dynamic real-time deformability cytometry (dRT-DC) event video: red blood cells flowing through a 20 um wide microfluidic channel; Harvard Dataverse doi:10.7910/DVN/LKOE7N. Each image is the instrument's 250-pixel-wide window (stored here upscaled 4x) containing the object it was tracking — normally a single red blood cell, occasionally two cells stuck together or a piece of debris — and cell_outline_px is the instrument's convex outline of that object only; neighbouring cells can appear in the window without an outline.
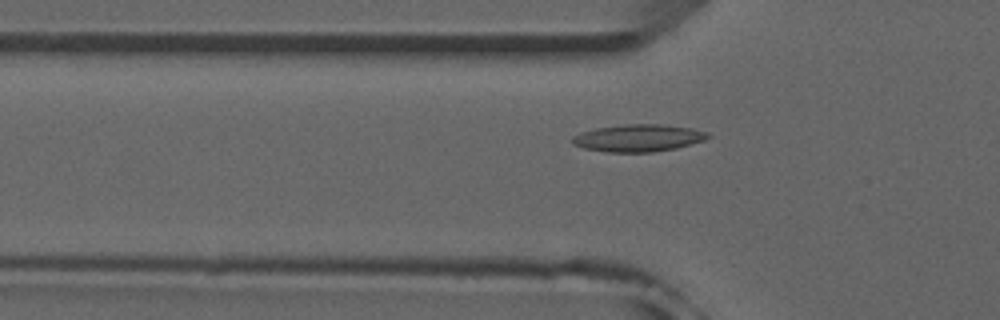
{"species": "common noctule bat (a hibernating species)", "species_latin": "Nyctalus noctula", "temperature_condition": "room temperature", "stored_images_in_passage": 52, "camera_frame_rate_fps": 3000, "um_per_image_px": 0.085, "animal": {"sex": "male", "forearm_length_mm": 52.5}, "frame": {"image": 1, "passage_image": 17, "time_ms": 5.333, "image_size_px": [1000, 320], "cell_outline_px": [[712, 136], [704, 140], [676, 148], [652, 152], [608, 152], [584, 148], [572, 144], [572, 136], [580, 132], [596, 128], [624, 124], [660, 124], [692, 128], [708, 132]], "centroid_in_image_um": [54.25, 11.72], "position_along_channel_um": 71.5, "area_um2": 21.56}}
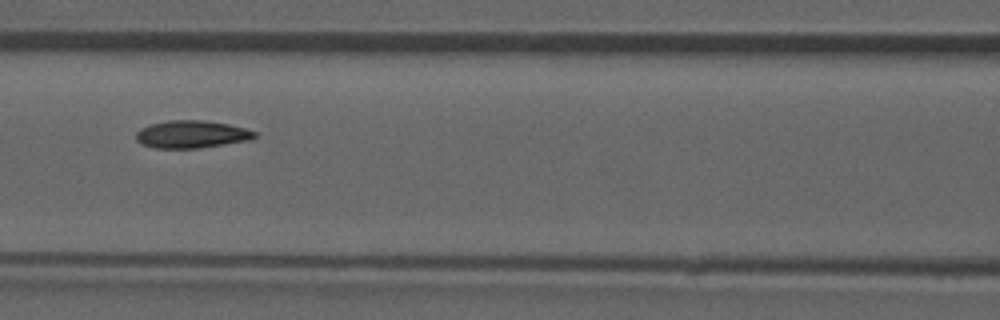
{"frame": {"image": 2, "passage_image": 23, "time_ms": 7.333, "image_size_px": [1000, 320], "cell_outline_px": [[260, 136], [252, 140], [200, 148], [156, 148], [140, 144], [136, 140], [136, 132], [140, 128], [148, 124], [168, 120], [204, 120], [228, 124], [244, 128], [256, 132]], "centroid_in_image_um": [16.3, 11.41], "position_along_channel_um": 150.3, "area_um2": 19.36}}
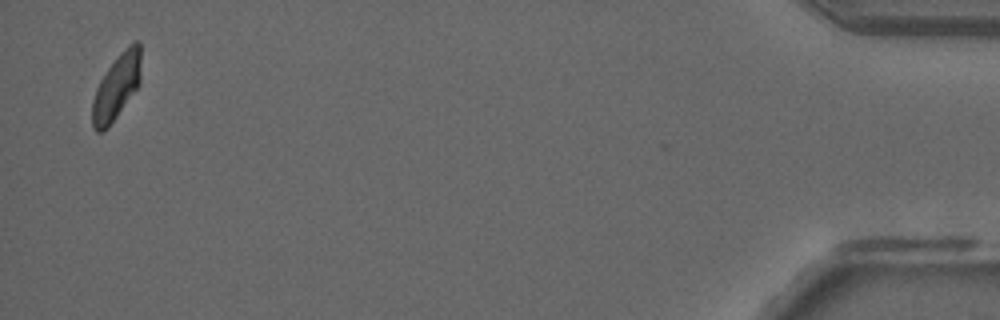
{"frame": {"image": 3, "passage_image": 51, "time_ms": 16.667, "image_size_px": [1000, 320], "cell_outline_px": [[140, 84], [108, 128], [100, 132], [96, 132], [92, 128], [92, 100], [96, 88], [100, 80], [116, 56], [132, 40], [140, 40]], "centroid_in_image_um": [9.9, 7.36], "position_along_channel_um": 425.3, "area_um2": 18.73}, "authors_computed_cell_mechanics": {"area_um2": 19.3919, "velocity_mm_per_s": 3.9161, "shape_relaxation_time_tau1_ms": 6.4771, "shape_relaxation_time_tau2_ms": 2.1191, "deformation_change_tau1": 0.1709, "deformation_change_tau2": 0.0691}}